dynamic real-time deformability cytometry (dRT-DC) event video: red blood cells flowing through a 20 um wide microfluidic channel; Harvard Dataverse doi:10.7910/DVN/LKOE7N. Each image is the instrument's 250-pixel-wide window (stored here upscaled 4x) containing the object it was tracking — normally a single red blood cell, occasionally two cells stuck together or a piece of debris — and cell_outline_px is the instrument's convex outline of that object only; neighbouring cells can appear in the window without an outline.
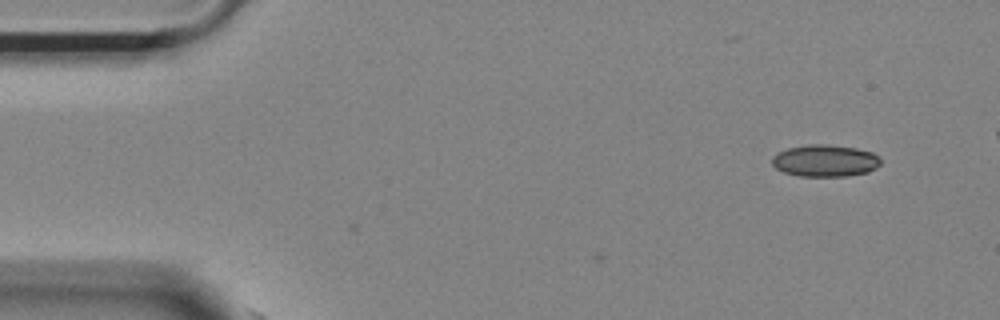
{"species": "Egyptian fruit bat (a non-hibernating species)", "species_latin": "Rousettus aegyptiacus", "temperature_condition": "room temperature", "stored_images_in_passage": 4, "camera_frame_rate_fps": 3000, "um_per_image_px": 0.085, "animal": {"sex": "female"}, "frame": {"image": 1, "passage_image": 4, "time_ms": 1.0, "image_size_px": [1000, 320], "cell_outline_px": [[880, 164], [876, 168], [868, 172], [848, 176], [800, 176], [784, 172], [776, 168], [772, 164], [772, 156], [776, 152], [788, 148], [808, 144], [828, 144], [856, 148], [872, 152], [880, 160]], "centroid_in_image_um": [70.11, 13.65], "position_along_channel_um": 14.9, "area_um2": 20.29}}